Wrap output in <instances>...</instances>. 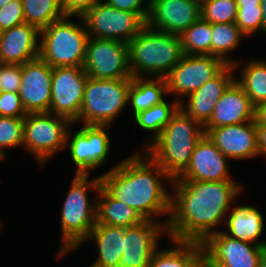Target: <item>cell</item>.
<instances>
[{"mask_svg": "<svg viewBox=\"0 0 266 267\" xmlns=\"http://www.w3.org/2000/svg\"><path fill=\"white\" fill-rule=\"evenodd\" d=\"M170 185L174 196H171L166 234L169 239L179 241L203 243L211 234L220 231L217 225L225 222L230 206L243 192V186L234 180L195 181L175 178Z\"/></svg>", "mask_w": 266, "mask_h": 267, "instance_id": "1", "label": "cell"}, {"mask_svg": "<svg viewBox=\"0 0 266 267\" xmlns=\"http://www.w3.org/2000/svg\"><path fill=\"white\" fill-rule=\"evenodd\" d=\"M101 187L117 201L134 209L144 220H156L171 209V195L163 180L172 179L145 152H135L104 174L100 175ZM165 185V186H164Z\"/></svg>", "mask_w": 266, "mask_h": 267, "instance_id": "2", "label": "cell"}, {"mask_svg": "<svg viewBox=\"0 0 266 267\" xmlns=\"http://www.w3.org/2000/svg\"><path fill=\"white\" fill-rule=\"evenodd\" d=\"M204 135V127L179 108L144 152L173 180L186 170Z\"/></svg>", "mask_w": 266, "mask_h": 267, "instance_id": "3", "label": "cell"}, {"mask_svg": "<svg viewBox=\"0 0 266 267\" xmlns=\"http://www.w3.org/2000/svg\"><path fill=\"white\" fill-rule=\"evenodd\" d=\"M128 48L132 77L165 78L184 55L179 35L147 24L128 42Z\"/></svg>", "mask_w": 266, "mask_h": 267, "instance_id": "4", "label": "cell"}, {"mask_svg": "<svg viewBox=\"0 0 266 267\" xmlns=\"http://www.w3.org/2000/svg\"><path fill=\"white\" fill-rule=\"evenodd\" d=\"M101 188L100 177L89 179V175L75 174L71 187L63 203L61 211L62 246L57 258L76 250L83 245L96 224V197ZM94 190L96 196L90 204L88 191Z\"/></svg>", "mask_w": 266, "mask_h": 267, "instance_id": "5", "label": "cell"}, {"mask_svg": "<svg viewBox=\"0 0 266 267\" xmlns=\"http://www.w3.org/2000/svg\"><path fill=\"white\" fill-rule=\"evenodd\" d=\"M71 17L66 15L40 30L39 57L52 68L83 67L89 35L81 16L75 17L82 24L70 21Z\"/></svg>", "mask_w": 266, "mask_h": 267, "instance_id": "6", "label": "cell"}, {"mask_svg": "<svg viewBox=\"0 0 266 267\" xmlns=\"http://www.w3.org/2000/svg\"><path fill=\"white\" fill-rule=\"evenodd\" d=\"M132 78L93 79L88 77L79 117L83 125L110 126L128 105V90Z\"/></svg>", "mask_w": 266, "mask_h": 267, "instance_id": "7", "label": "cell"}, {"mask_svg": "<svg viewBox=\"0 0 266 267\" xmlns=\"http://www.w3.org/2000/svg\"><path fill=\"white\" fill-rule=\"evenodd\" d=\"M73 123L66 117L49 112L27 113L24 118L22 147L31 153L40 167L63 150L69 126ZM63 148V149H62Z\"/></svg>", "mask_w": 266, "mask_h": 267, "instance_id": "8", "label": "cell"}, {"mask_svg": "<svg viewBox=\"0 0 266 267\" xmlns=\"http://www.w3.org/2000/svg\"><path fill=\"white\" fill-rule=\"evenodd\" d=\"M81 18L89 37L125 43L131 41L146 25L137 13L116 9L103 1L85 11Z\"/></svg>", "mask_w": 266, "mask_h": 267, "instance_id": "9", "label": "cell"}, {"mask_svg": "<svg viewBox=\"0 0 266 267\" xmlns=\"http://www.w3.org/2000/svg\"><path fill=\"white\" fill-rule=\"evenodd\" d=\"M83 69L93 79L132 78L128 43L89 37Z\"/></svg>", "mask_w": 266, "mask_h": 267, "instance_id": "10", "label": "cell"}, {"mask_svg": "<svg viewBox=\"0 0 266 267\" xmlns=\"http://www.w3.org/2000/svg\"><path fill=\"white\" fill-rule=\"evenodd\" d=\"M227 65L212 55L184 54L179 63L165 77L167 94L182 102L192 92L215 77ZM180 96V97H179Z\"/></svg>", "mask_w": 266, "mask_h": 267, "instance_id": "11", "label": "cell"}, {"mask_svg": "<svg viewBox=\"0 0 266 267\" xmlns=\"http://www.w3.org/2000/svg\"><path fill=\"white\" fill-rule=\"evenodd\" d=\"M108 127L84 125L75 134L68 129L65 147L77 167L75 174L89 175L90 170L104 164L111 146L110 137L105 132Z\"/></svg>", "mask_w": 266, "mask_h": 267, "instance_id": "12", "label": "cell"}, {"mask_svg": "<svg viewBox=\"0 0 266 267\" xmlns=\"http://www.w3.org/2000/svg\"><path fill=\"white\" fill-rule=\"evenodd\" d=\"M87 79L83 67L52 68L49 113L64 116L74 123L79 117Z\"/></svg>", "mask_w": 266, "mask_h": 267, "instance_id": "13", "label": "cell"}, {"mask_svg": "<svg viewBox=\"0 0 266 267\" xmlns=\"http://www.w3.org/2000/svg\"><path fill=\"white\" fill-rule=\"evenodd\" d=\"M209 264L224 267H259L265 246L244 242L225 235L222 230L211 234L203 243Z\"/></svg>", "mask_w": 266, "mask_h": 267, "instance_id": "14", "label": "cell"}, {"mask_svg": "<svg viewBox=\"0 0 266 267\" xmlns=\"http://www.w3.org/2000/svg\"><path fill=\"white\" fill-rule=\"evenodd\" d=\"M163 233H167L165 220L163 223L144 220L125 228L124 251L116 267H148Z\"/></svg>", "mask_w": 266, "mask_h": 267, "instance_id": "15", "label": "cell"}, {"mask_svg": "<svg viewBox=\"0 0 266 267\" xmlns=\"http://www.w3.org/2000/svg\"><path fill=\"white\" fill-rule=\"evenodd\" d=\"M52 67L40 57L22 64L19 96L26 113L49 112Z\"/></svg>", "mask_w": 266, "mask_h": 267, "instance_id": "16", "label": "cell"}, {"mask_svg": "<svg viewBox=\"0 0 266 267\" xmlns=\"http://www.w3.org/2000/svg\"><path fill=\"white\" fill-rule=\"evenodd\" d=\"M196 0H150L146 24L159 31L181 35L201 17Z\"/></svg>", "mask_w": 266, "mask_h": 267, "instance_id": "17", "label": "cell"}, {"mask_svg": "<svg viewBox=\"0 0 266 267\" xmlns=\"http://www.w3.org/2000/svg\"><path fill=\"white\" fill-rule=\"evenodd\" d=\"M204 130L207 137L229 160L258 156L255 121Z\"/></svg>", "mask_w": 266, "mask_h": 267, "instance_id": "18", "label": "cell"}, {"mask_svg": "<svg viewBox=\"0 0 266 267\" xmlns=\"http://www.w3.org/2000/svg\"><path fill=\"white\" fill-rule=\"evenodd\" d=\"M229 160L205 134L197 143L186 170L179 180L226 181L230 177Z\"/></svg>", "mask_w": 266, "mask_h": 267, "instance_id": "19", "label": "cell"}, {"mask_svg": "<svg viewBox=\"0 0 266 267\" xmlns=\"http://www.w3.org/2000/svg\"><path fill=\"white\" fill-rule=\"evenodd\" d=\"M233 71L235 72L233 65L227 64L215 77L189 94L186 103H180V108L204 126L210 120L213 109L225 90L235 80Z\"/></svg>", "mask_w": 266, "mask_h": 267, "instance_id": "20", "label": "cell"}, {"mask_svg": "<svg viewBox=\"0 0 266 267\" xmlns=\"http://www.w3.org/2000/svg\"><path fill=\"white\" fill-rule=\"evenodd\" d=\"M40 30L28 23L1 31L0 63L19 64L39 57Z\"/></svg>", "mask_w": 266, "mask_h": 267, "instance_id": "21", "label": "cell"}, {"mask_svg": "<svg viewBox=\"0 0 266 267\" xmlns=\"http://www.w3.org/2000/svg\"><path fill=\"white\" fill-rule=\"evenodd\" d=\"M254 111L255 106L250 98L234 80L215 105L210 120L203 127L217 128L254 121Z\"/></svg>", "mask_w": 266, "mask_h": 267, "instance_id": "22", "label": "cell"}, {"mask_svg": "<svg viewBox=\"0 0 266 267\" xmlns=\"http://www.w3.org/2000/svg\"><path fill=\"white\" fill-rule=\"evenodd\" d=\"M230 210L224 223L227 231L222 232L232 238L266 247V241H257L264 230V218L259 209L251 205H238Z\"/></svg>", "mask_w": 266, "mask_h": 267, "instance_id": "23", "label": "cell"}, {"mask_svg": "<svg viewBox=\"0 0 266 267\" xmlns=\"http://www.w3.org/2000/svg\"><path fill=\"white\" fill-rule=\"evenodd\" d=\"M125 228L96 223L84 242L95 240L98 255L91 265L116 267L124 251Z\"/></svg>", "mask_w": 266, "mask_h": 267, "instance_id": "24", "label": "cell"}, {"mask_svg": "<svg viewBox=\"0 0 266 267\" xmlns=\"http://www.w3.org/2000/svg\"><path fill=\"white\" fill-rule=\"evenodd\" d=\"M96 204V223L128 228L144 221L137 211L112 198L102 187Z\"/></svg>", "mask_w": 266, "mask_h": 267, "instance_id": "25", "label": "cell"}, {"mask_svg": "<svg viewBox=\"0 0 266 267\" xmlns=\"http://www.w3.org/2000/svg\"><path fill=\"white\" fill-rule=\"evenodd\" d=\"M170 240L175 247L162 251L157 249L148 267H194L204 257L202 243Z\"/></svg>", "mask_w": 266, "mask_h": 267, "instance_id": "26", "label": "cell"}, {"mask_svg": "<svg viewBox=\"0 0 266 267\" xmlns=\"http://www.w3.org/2000/svg\"><path fill=\"white\" fill-rule=\"evenodd\" d=\"M167 94L165 78L132 77L128 90V103L132 107L133 116L159 104Z\"/></svg>", "mask_w": 266, "mask_h": 267, "instance_id": "27", "label": "cell"}, {"mask_svg": "<svg viewBox=\"0 0 266 267\" xmlns=\"http://www.w3.org/2000/svg\"><path fill=\"white\" fill-rule=\"evenodd\" d=\"M211 34V55L233 65L235 70L239 68L241 61L233 60L225 55L235 50L242 38L246 37L236 23H213Z\"/></svg>", "mask_w": 266, "mask_h": 267, "instance_id": "28", "label": "cell"}, {"mask_svg": "<svg viewBox=\"0 0 266 267\" xmlns=\"http://www.w3.org/2000/svg\"><path fill=\"white\" fill-rule=\"evenodd\" d=\"M180 108V102L173 100L171 103H167L165 100L153 107L139 112L134 116V120L145 131L152 132V138L147 147L161 134V131L170 122L172 116Z\"/></svg>", "mask_w": 266, "mask_h": 267, "instance_id": "29", "label": "cell"}, {"mask_svg": "<svg viewBox=\"0 0 266 267\" xmlns=\"http://www.w3.org/2000/svg\"><path fill=\"white\" fill-rule=\"evenodd\" d=\"M246 63L241 69L240 78L235 81L256 106L266 100V61L262 59Z\"/></svg>", "mask_w": 266, "mask_h": 267, "instance_id": "30", "label": "cell"}, {"mask_svg": "<svg viewBox=\"0 0 266 267\" xmlns=\"http://www.w3.org/2000/svg\"><path fill=\"white\" fill-rule=\"evenodd\" d=\"M25 23L39 30L66 16L61 0H21Z\"/></svg>", "mask_w": 266, "mask_h": 267, "instance_id": "31", "label": "cell"}, {"mask_svg": "<svg viewBox=\"0 0 266 267\" xmlns=\"http://www.w3.org/2000/svg\"><path fill=\"white\" fill-rule=\"evenodd\" d=\"M212 24L201 17L180 36L182 50L188 55H211Z\"/></svg>", "mask_w": 266, "mask_h": 267, "instance_id": "32", "label": "cell"}, {"mask_svg": "<svg viewBox=\"0 0 266 267\" xmlns=\"http://www.w3.org/2000/svg\"><path fill=\"white\" fill-rule=\"evenodd\" d=\"M236 0H206L201 3V18L209 23H235Z\"/></svg>", "mask_w": 266, "mask_h": 267, "instance_id": "33", "label": "cell"}, {"mask_svg": "<svg viewBox=\"0 0 266 267\" xmlns=\"http://www.w3.org/2000/svg\"><path fill=\"white\" fill-rule=\"evenodd\" d=\"M24 118L0 116V160L5 158V149L22 146Z\"/></svg>", "mask_w": 266, "mask_h": 267, "instance_id": "34", "label": "cell"}, {"mask_svg": "<svg viewBox=\"0 0 266 267\" xmlns=\"http://www.w3.org/2000/svg\"><path fill=\"white\" fill-rule=\"evenodd\" d=\"M236 25L245 36L264 34L262 6H237Z\"/></svg>", "mask_w": 266, "mask_h": 267, "instance_id": "35", "label": "cell"}, {"mask_svg": "<svg viewBox=\"0 0 266 267\" xmlns=\"http://www.w3.org/2000/svg\"><path fill=\"white\" fill-rule=\"evenodd\" d=\"M22 65L0 63V92H19Z\"/></svg>", "mask_w": 266, "mask_h": 267, "instance_id": "36", "label": "cell"}, {"mask_svg": "<svg viewBox=\"0 0 266 267\" xmlns=\"http://www.w3.org/2000/svg\"><path fill=\"white\" fill-rule=\"evenodd\" d=\"M25 23L21 0H11L0 8V30H7Z\"/></svg>", "mask_w": 266, "mask_h": 267, "instance_id": "37", "label": "cell"}, {"mask_svg": "<svg viewBox=\"0 0 266 267\" xmlns=\"http://www.w3.org/2000/svg\"><path fill=\"white\" fill-rule=\"evenodd\" d=\"M24 110L19 92H0V116L25 118Z\"/></svg>", "mask_w": 266, "mask_h": 267, "instance_id": "38", "label": "cell"}, {"mask_svg": "<svg viewBox=\"0 0 266 267\" xmlns=\"http://www.w3.org/2000/svg\"><path fill=\"white\" fill-rule=\"evenodd\" d=\"M105 2L116 9L137 13L145 22L150 11V0L143 6L144 0H105Z\"/></svg>", "mask_w": 266, "mask_h": 267, "instance_id": "39", "label": "cell"}, {"mask_svg": "<svg viewBox=\"0 0 266 267\" xmlns=\"http://www.w3.org/2000/svg\"><path fill=\"white\" fill-rule=\"evenodd\" d=\"M102 0H61L62 8L66 15L81 16Z\"/></svg>", "mask_w": 266, "mask_h": 267, "instance_id": "40", "label": "cell"}, {"mask_svg": "<svg viewBox=\"0 0 266 267\" xmlns=\"http://www.w3.org/2000/svg\"><path fill=\"white\" fill-rule=\"evenodd\" d=\"M256 125L258 156H266V124Z\"/></svg>", "mask_w": 266, "mask_h": 267, "instance_id": "41", "label": "cell"}, {"mask_svg": "<svg viewBox=\"0 0 266 267\" xmlns=\"http://www.w3.org/2000/svg\"><path fill=\"white\" fill-rule=\"evenodd\" d=\"M254 121L255 124H266V100L255 106Z\"/></svg>", "mask_w": 266, "mask_h": 267, "instance_id": "42", "label": "cell"}, {"mask_svg": "<svg viewBox=\"0 0 266 267\" xmlns=\"http://www.w3.org/2000/svg\"><path fill=\"white\" fill-rule=\"evenodd\" d=\"M237 6H261V0H236Z\"/></svg>", "mask_w": 266, "mask_h": 267, "instance_id": "43", "label": "cell"}, {"mask_svg": "<svg viewBox=\"0 0 266 267\" xmlns=\"http://www.w3.org/2000/svg\"><path fill=\"white\" fill-rule=\"evenodd\" d=\"M264 34L266 33V0H261Z\"/></svg>", "mask_w": 266, "mask_h": 267, "instance_id": "44", "label": "cell"}, {"mask_svg": "<svg viewBox=\"0 0 266 267\" xmlns=\"http://www.w3.org/2000/svg\"><path fill=\"white\" fill-rule=\"evenodd\" d=\"M259 267H266V247L262 250Z\"/></svg>", "mask_w": 266, "mask_h": 267, "instance_id": "45", "label": "cell"}, {"mask_svg": "<svg viewBox=\"0 0 266 267\" xmlns=\"http://www.w3.org/2000/svg\"><path fill=\"white\" fill-rule=\"evenodd\" d=\"M194 267H210L209 261L203 257Z\"/></svg>", "mask_w": 266, "mask_h": 267, "instance_id": "46", "label": "cell"}, {"mask_svg": "<svg viewBox=\"0 0 266 267\" xmlns=\"http://www.w3.org/2000/svg\"><path fill=\"white\" fill-rule=\"evenodd\" d=\"M11 0H0V8H2L4 5H6Z\"/></svg>", "mask_w": 266, "mask_h": 267, "instance_id": "47", "label": "cell"}, {"mask_svg": "<svg viewBox=\"0 0 266 267\" xmlns=\"http://www.w3.org/2000/svg\"><path fill=\"white\" fill-rule=\"evenodd\" d=\"M210 267H224V266H221L219 264H210Z\"/></svg>", "mask_w": 266, "mask_h": 267, "instance_id": "48", "label": "cell"}, {"mask_svg": "<svg viewBox=\"0 0 266 267\" xmlns=\"http://www.w3.org/2000/svg\"><path fill=\"white\" fill-rule=\"evenodd\" d=\"M197 2H199L200 4L203 3L206 0H196Z\"/></svg>", "mask_w": 266, "mask_h": 267, "instance_id": "49", "label": "cell"}]
</instances>
